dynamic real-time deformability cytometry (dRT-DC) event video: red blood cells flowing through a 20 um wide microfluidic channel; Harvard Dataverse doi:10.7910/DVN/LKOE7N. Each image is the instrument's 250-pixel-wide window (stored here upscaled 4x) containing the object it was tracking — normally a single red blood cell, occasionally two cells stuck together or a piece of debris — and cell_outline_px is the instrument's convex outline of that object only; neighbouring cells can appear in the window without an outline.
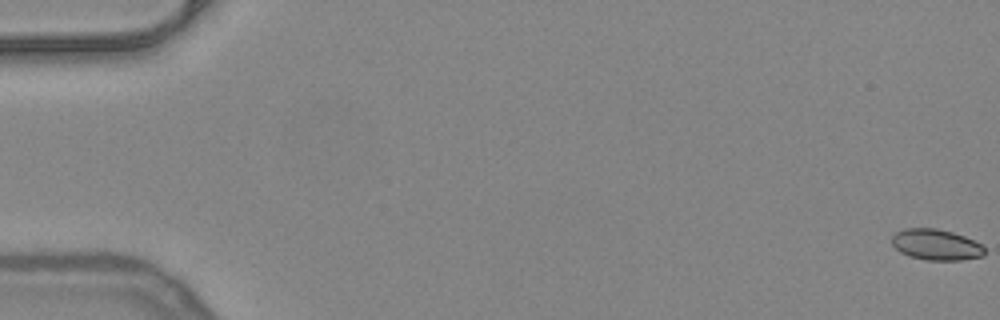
{"species": "common noctule bat (a hibernating species)", "species_latin": "Nyctalus noctula", "temperature_condition": "warm", "stored_images_in_passage": 53, "camera_frame_rate_fps": 3000, "um_per_image_px": 0.085, "animal": {"sex": "female", "body_mass_g": 24.6, "forearm_length_mm": 56.2}, "frame": {"image": 1, "passage_image": 1, "time_ms": 0.0, "image_size_px": [1000, 320], "cell_outline_px": [[984, 256], [960, 260], [928, 260], [908, 256], [900, 252], [892, 244], [892, 236], [896, 232], [904, 228], [936, 228], [952, 232], [964, 236], [980, 244], [984, 248]], "centroid_in_image_um": [79.54, 20.79], "position_along_channel_um": 5.5, "area_um2": 16.65}}
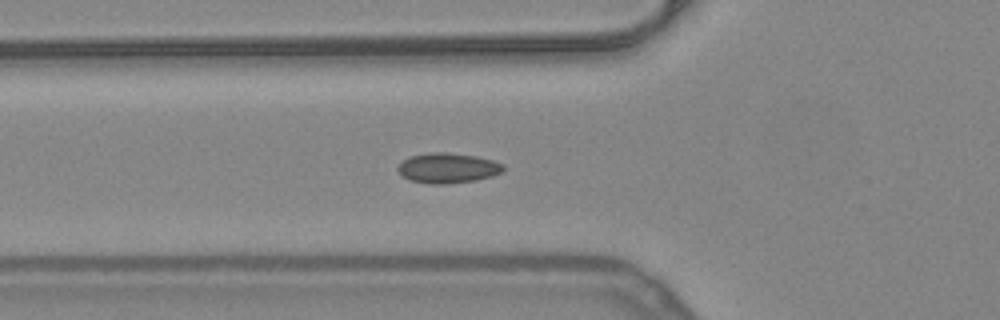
{"frame": {"image": 2, "passage_image": 20, "time_ms": 6.333, "image_size_px": [1000, 320], "cell_outline_px": [[504, 168], [500, 172], [492, 176], [476, 180], [448, 184], [428, 184], [412, 180], [404, 176], [396, 168], [408, 156], [432, 152], [444, 152], [476, 156], [492, 160], [504, 164]], "centroid_in_image_um": [38.06, 14.28], "position_along_channel_um": 87.7, "area_um2": 18.38}}
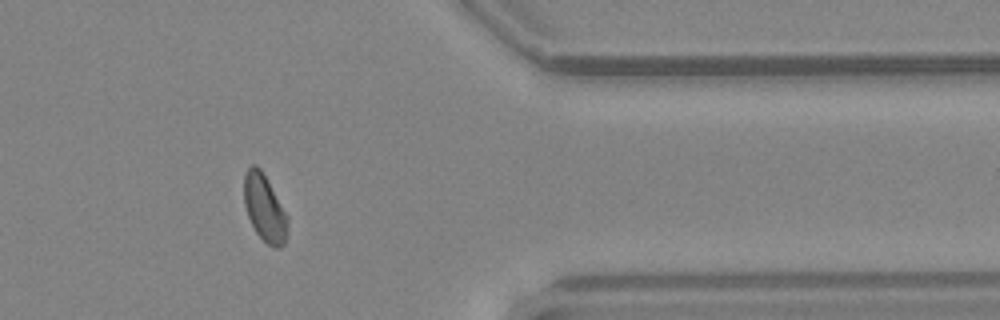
{"frame": {"image": 3, "passage_image": 44, "time_ms": 14.333, "image_size_px": [1000, 320], "cell_outline_px": [[288, 232], [284, 244], [280, 248], [272, 248], [256, 232], [248, 216], [244, 204], [244, 172], [252, 164], [256, 164], [260, 168], [288, 216]], "centroid_in_image_um": [22.49, 17.7], "position_along_channel_um": 388.9, "area_um2": 16.99}, "authors_computed_cell_mechanics": {"area_um2": 17.2244, "velocity_mm_per_s": 3.9863, "shape_relaxation_time_tau1_ms": null, "shape_relaxation_time_tau2_ms": 0.8633, "deformation_change_tau1": null, "deformation_change_tau2": 0.0577}}